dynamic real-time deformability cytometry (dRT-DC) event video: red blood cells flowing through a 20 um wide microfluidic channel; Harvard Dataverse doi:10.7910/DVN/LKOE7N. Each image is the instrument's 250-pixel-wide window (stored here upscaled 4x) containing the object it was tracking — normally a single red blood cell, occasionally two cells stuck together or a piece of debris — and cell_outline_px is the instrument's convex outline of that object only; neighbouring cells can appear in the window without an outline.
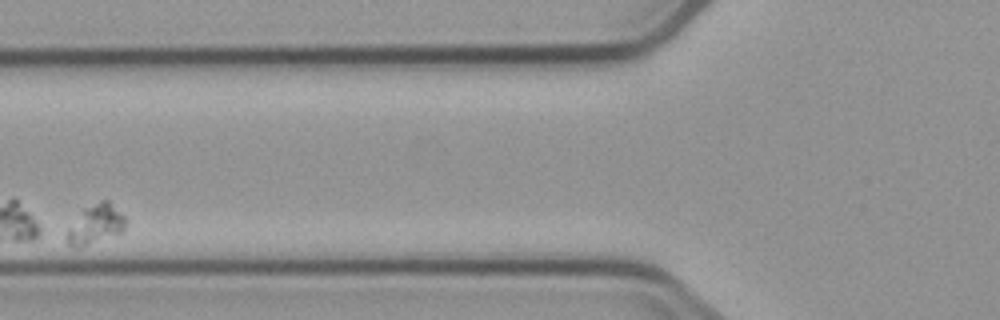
{"species": "common noctule bat (a hibernating species)", "species_latin": "Nyctalus noctula", "temperature_condition": "cold", "stored_images_in_passage": 8, "camera_frame_rate_fps": 3000, "um_per_image_px": 0.085, "animal": {"sex": "male", "body_mass_g": 23.1, "forearm_length_mm": 52.7}, "frame": {"image": 1, "passage_image": 2, "time_ms": 2.0, "image_size_px": [1000, 320], "cell_outline_px": [[124, 228], [120, 232], [76, 248], [72, 248], [68, 244], [68, 228], [84, 208], [100, 200], [108, 200], [124, 216]], "centroid_in_image_um": [8.1, 19.04], "position_along_channel_um": 117.7, "area_um2": 12.83}}
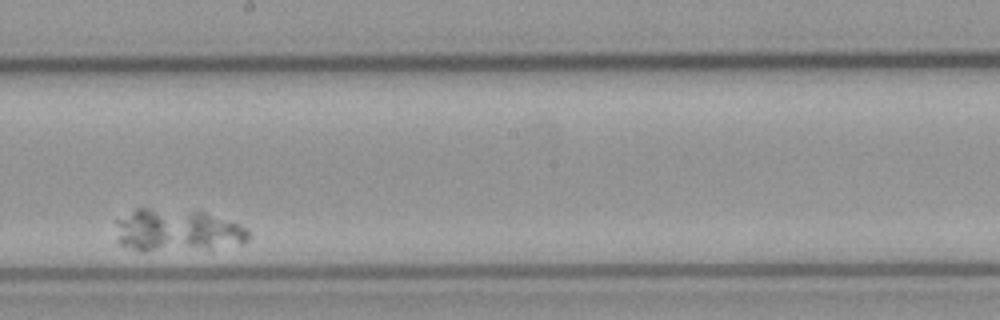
{"frame": {"image": 2, "passage_image": 5, "time_ms": 5.667, "image_size_px": [1000, 320], "cell_outline_px": [[248, 240], [244, 244], [208, 248], [188, 244], [180, 240], [180, 236], [188, 216], [192, 212], [204, 212], [248, 228]], "centroid_in_image_um": [18.05, 19.68], "position_along_channel_um": 230.2, "area_um2": 12.95}}
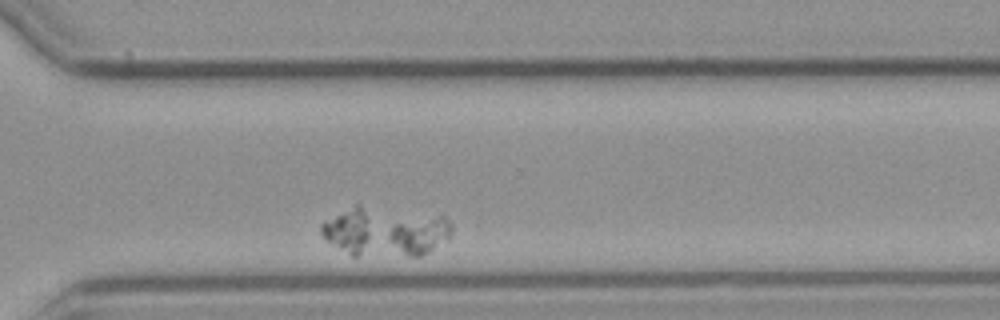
{"frame": {"image": 3, "passage_image": 8, "time_ms": 9.0, "image_size_px": [1000, 320], "cell_outline_px": [[452, 232], [448, 240], [420, 256], [408, 256], [384, 236], [396, 224], [440, 216], [444, 216], [452, 224]], "centroid_in_image_um": [35.73, 19.99], "position_along_channel_um": 334.9, "area_um2": 13.01}}